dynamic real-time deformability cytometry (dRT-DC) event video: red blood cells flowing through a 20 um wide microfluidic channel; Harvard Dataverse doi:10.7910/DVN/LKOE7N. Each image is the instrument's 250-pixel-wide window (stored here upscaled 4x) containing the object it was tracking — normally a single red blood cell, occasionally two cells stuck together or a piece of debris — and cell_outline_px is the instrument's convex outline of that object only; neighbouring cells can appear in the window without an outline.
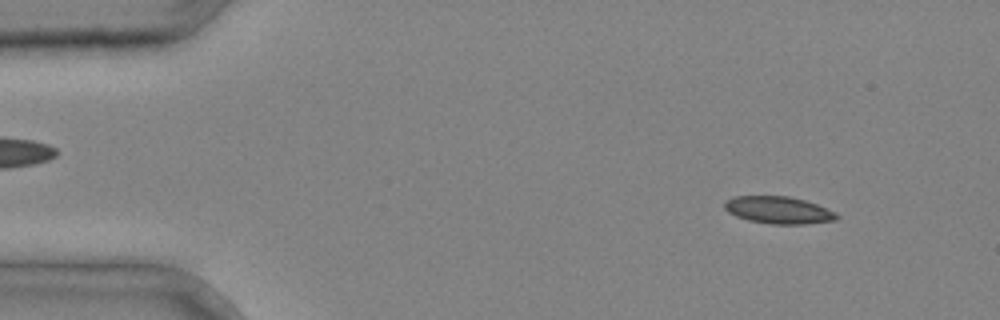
{"species": "common noctule bat (a hibernating species)", "species_latin": "Nyctalus noctula", "temperature_condition": "cold", "stored_images_in_passage": 4, "camera_frame_rate_fps": 3000, "um_per_image_px": 0.085, "animal": {"sex": "male", "body_mass_g": 20.4}, "frame": {"image": 1, "passage_image": 1, "time_ms": 0.0, "image_size_px": [1000, 320], "cell_outline_px": [[840, 216], [836, 220], [804, 224], [772, 224], [748, 220], [736, 216], [728, 212], [724, 208], [724, 200], [732, 196], [788, 196], [804, 200], [816, 204], [836, 212]], "centroid_in_image_um": [66.15, 17.85], "position_along_channel_um": 18.9, "area_um2": 17.86}}
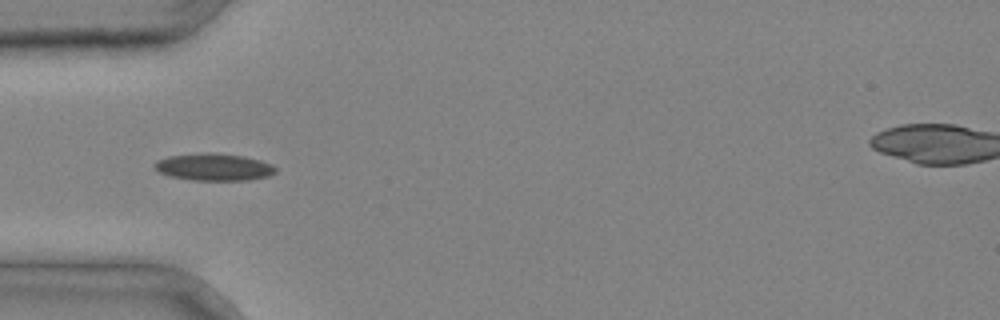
{"frame": {"image": 2, "passage_image": 3, "time_ms": 0.667, "image_size_px": [1000, 320], "cell_outline_px": [[276, 172], [268, 176], [248, 180], [192, 180], [168, 176], [160, 172], [152, 164], [156, 160], [168, 156], [200, 152], [212, 152], [244, 156], [260, 160], [272, 164], [276, 168]], "centroid_in_image_um": [18.16, 14.18], "position_along_channel_um": 66.8, "area_um2": 19.36}}